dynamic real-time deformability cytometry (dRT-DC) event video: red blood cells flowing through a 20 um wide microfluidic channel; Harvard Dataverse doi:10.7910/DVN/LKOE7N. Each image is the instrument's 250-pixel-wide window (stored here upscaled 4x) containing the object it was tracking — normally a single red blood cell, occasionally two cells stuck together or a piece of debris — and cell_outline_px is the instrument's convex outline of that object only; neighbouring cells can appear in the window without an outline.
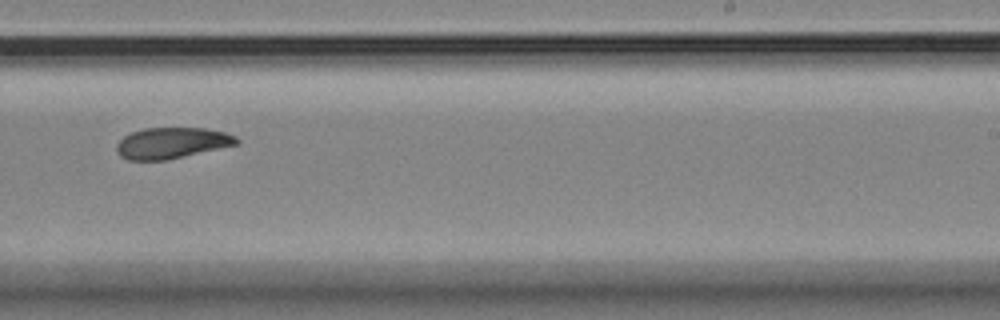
{"species": "Egyptian fruit bat (a non-hibernating species)", "species_latin": "Rousettus aegyptiacus", "temperature_condition": "room temperature", "stored_images_in_passage": 16, "camera_frame_rate_fps": 3000, "um_per_image_px": 0.085, "animal": {"sex": "female"}, "frame": {"image": 1, "passage_image": 10, "time_ms": 12.333, "image_size_px": [1000, 320], "cell_outline_px": [[240, 140], [236, 144], [168, 160], [128, 160], [120, 156], [116, 152], [116, 144], [124, 136], [132, 132], [144, 128], [204, 128], [224, 132], [236, 136]], "centroid_in_image_um": [14.56, 12.16], "position_along_channel_um": 274.4, "area_um2": 21.62}}
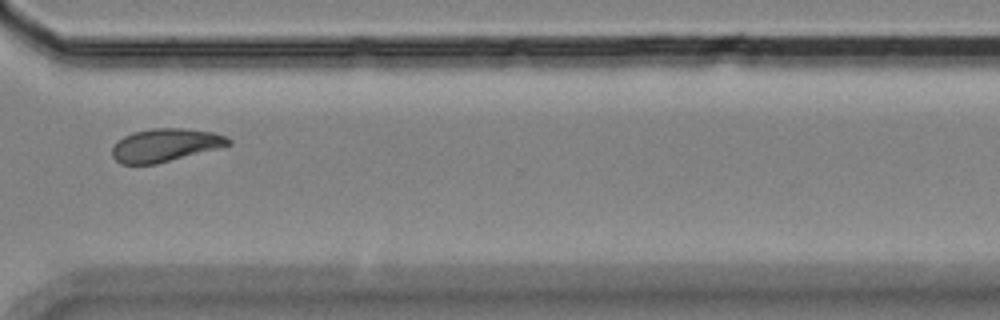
{"frame": {"image": 2, "passage_image": 12, "time_ms": 14.667, "image_size_px": [1000, 320], "cell_outline_px": [[232, 144], [220, 148], [156, 164], [120, 164], [112, 156], [112, 148], [124, 136], [132, 132], [152, 128], [184, 128], [212, 132], [228, 136], [232, 140]], "centroid_in_image_um": [14.09, 12.33], "position_along_channel_um": 356.5, "area_um2": 22.48}}
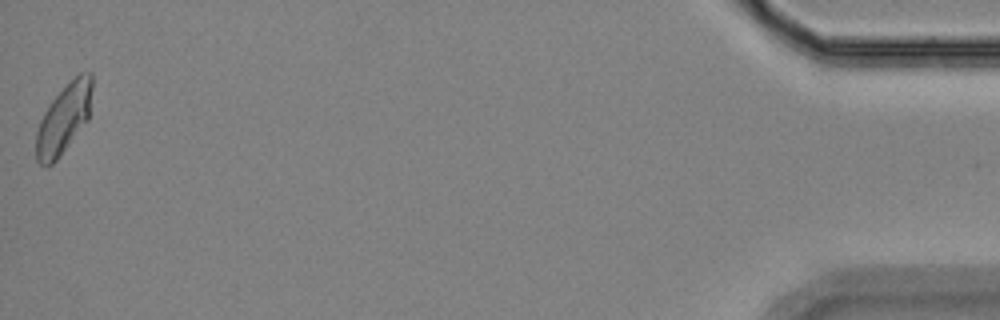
{"frame": {"image": 3, "passage_image": 16, "time_ms": 19.333, "image_size_px": [1000, 320], "cell_outline_px": [[92, 88], [88, 120], [60, 156], [48, 168], [44, 168], [36, 160], [36, 132], [40, 120], [44, 112], [52, 100], [80, 72], [92, 72]], "centroid_in_image_um": [5.41, 10.14], "position_along_channel_um": 429.8, "area_um2": 22.54}}